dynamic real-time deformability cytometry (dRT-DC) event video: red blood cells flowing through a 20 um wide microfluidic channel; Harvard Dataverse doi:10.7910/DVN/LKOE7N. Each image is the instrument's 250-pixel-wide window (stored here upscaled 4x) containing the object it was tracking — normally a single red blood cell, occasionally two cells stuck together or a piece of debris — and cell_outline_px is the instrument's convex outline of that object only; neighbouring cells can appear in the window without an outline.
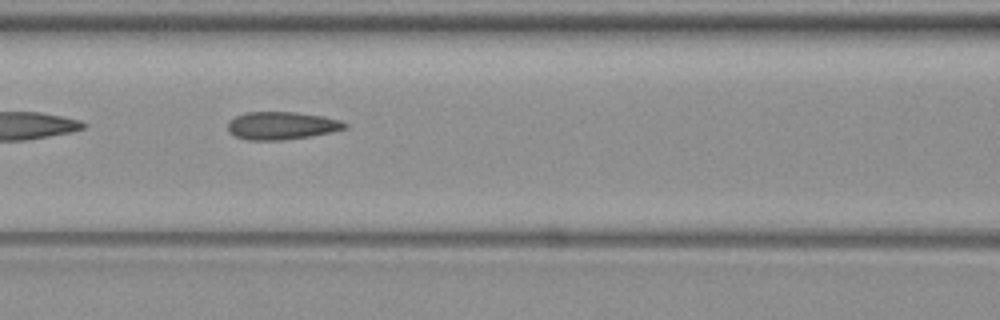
{"species": "common noctule bat (a hibernating species)", "species_latin": "Nyctalus noctula", "temperature_condition": "warm", "stored_images_in_passage": 37, "camera_frame_rate_fps": 3000, "um_per_image_px": 0.085, "animal": {"sex": "female", "body_mass_g": 19.3, "forearm_length_mm": 54.1}, "frame": {"image": 1, "passage_image": 6, "time_ms": 1.667, "image_size_px": [1000, 320], "cell_outline_px": [[348, 128], [332, 132], [284, 140], [244, 140], [228, 132], [228, 124], [236, 116], [244, 112], [296, 112], [324, 116], [340, 120], [348, 124]], "centroid_in_image_um": [23.96, 10.68], "position_along_channel_um": 142.6, "area_um2": 19.02}}
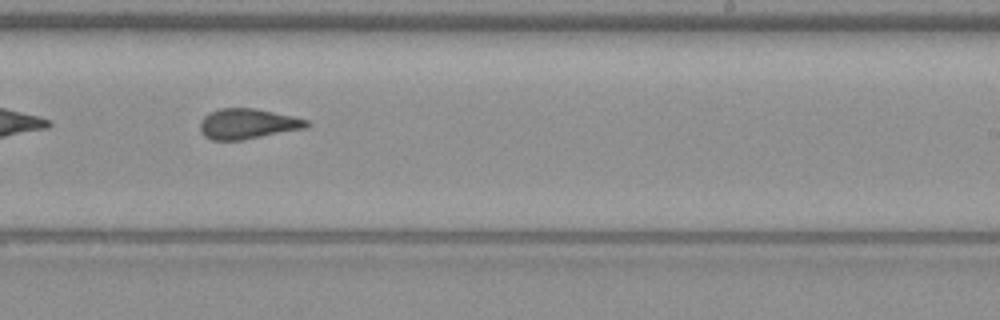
{"frame": {"image": 2, "passage_image": 16, "time_ms": 5.0, "image_size_px": [1000, 320], "cell_outline_px": [[312, 124], [304, 128], [244, 140], [212, 140], [204, 136], [200, 132], [200, 120], [208, 112], [220, 108], [256, 108], [292, 116], [308, 120]], "centroid_in_image_um": [21.01, 10.52], "position_along_channel_um": 268.0, "area_um2": 18.96}}